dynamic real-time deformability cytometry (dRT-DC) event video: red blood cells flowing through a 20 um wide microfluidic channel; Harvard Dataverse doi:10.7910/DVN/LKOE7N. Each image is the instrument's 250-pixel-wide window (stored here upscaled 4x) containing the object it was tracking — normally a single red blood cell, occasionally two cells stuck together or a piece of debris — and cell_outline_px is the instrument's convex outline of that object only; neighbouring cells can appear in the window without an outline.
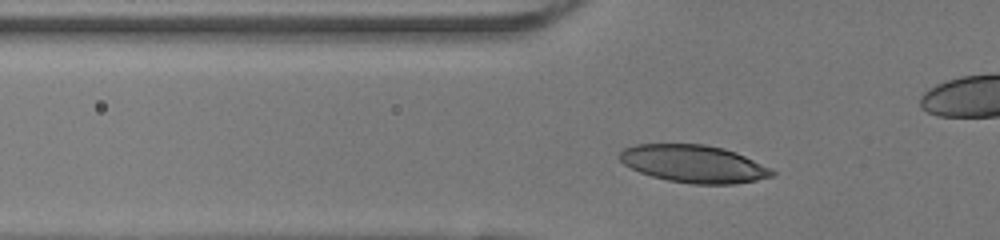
{"species": "human", "species_latin": "Homo sapiens", "temperature_condition": "room temperature", "stored_images_in_passage": 35, "camera_frame_rate_fps": 3000, "um_per_image_px": 0.085, "donor": {"sex": "female"}, "frame": {"image": 1, "passage_image": 9, "time_ms": 2.667, "image_size_px": [1000, 240], "cell_outline_px": [[776, 176], [736, 184], [692, 184], [668, 180], [652, 176], [640, 172], [624, 164], [616, 156], [624, 148], [636, 144], [704, 144], [724, 148], [736, 152], [776, 172]], "centroid_in_image_um": [58.95, 13.92], "position_along_channel_um": 66.9, "area_um2": 33.29}}
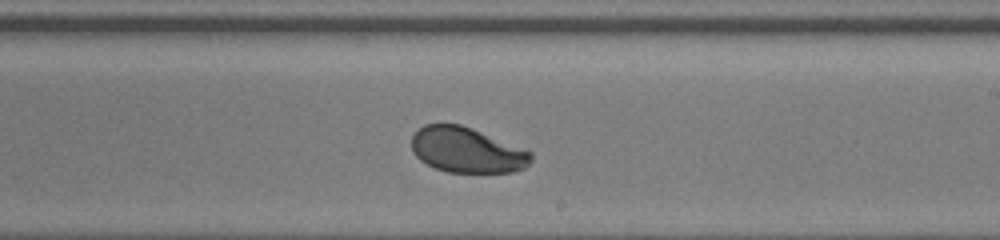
{"frame": {"image": 2, "passage_image": 23, "time_ms": 7.333, "image_size_px": [1000, 240], "cell_outline_px": [[532, 160], [524, 168], [512, 172], [448, 172], [436, 168], [420, 160], [412, 152], [412, 136], [424, 124], [460, 124], [532, 152]], "centroid_in_image_um": [39.66, 12.76], "position_along_channel_um": 249.3, "area_um2": 31.15}}
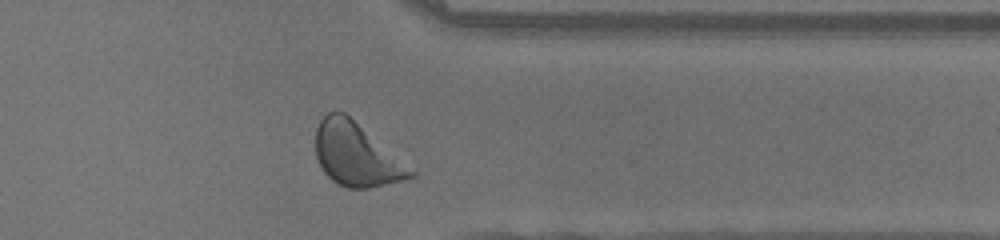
{"frame": {"image": 3, "passage_image": 33, "time_ms": 10.667, "image_size_px": [1000, 240], "cell_outline_px": [[416, 172], [412, 176], [400, 180], [368, 188], [348, 188], [332, 180], [324, 172], [316, 156], [316, 128], [320, 120], [328, 112], [344, 112]], "centroid_in_image_um": [30.23, 13.13], "position_along_channel_um": 381.2, "area_um2": 33.99}, "authors_computed_cell_mechanics": {"area_um2": 32.368, "velocity_mm_per_s": 4.0053, "shape_relaxation_time_tau1_ms": 2.4773, "shape_relaxation_time_tau2_ms": null, "deformation_change_tau1": 0.1331, "deformation_change_tau2": null}}